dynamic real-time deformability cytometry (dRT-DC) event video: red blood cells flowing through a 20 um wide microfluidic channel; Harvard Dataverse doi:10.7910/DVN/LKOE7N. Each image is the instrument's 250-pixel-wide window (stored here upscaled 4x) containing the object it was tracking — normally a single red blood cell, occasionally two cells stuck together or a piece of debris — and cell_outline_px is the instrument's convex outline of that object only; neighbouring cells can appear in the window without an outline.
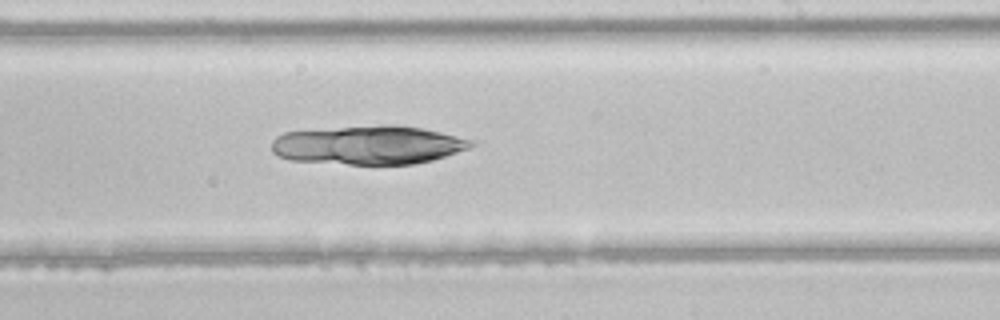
{"species": "common noctule bat (a hibernating species)", "species_latin": "Nyctalus noctula", "temperature_condition": "room temperature", "stored_images_in_passage": 45, "camera_frame_rate_fps": 3000, "um_per_image_px": 0.085, "animal": {"sex": "male", "body_mass_g": 21.5, "forearm_length_mm": 52.0}, "frame": {"image": 1, "passage_image": 27, "time_ms": 8.667, "image_size_px": [1000, 320], "cell_outline_px": [[476, 144], [468, 148], [432, 160], [416, 164], [348, 164], [292, 160], [276, 156], [272, 152], [272, 140], [276, 136], [284, 132], [380, 124], [396, 124], [424, 128], [472, 140]], "centroid_in_image_um": [31.29, 12.32], "position_along_channel_um": 257.7, "area_um2": 45.14}}